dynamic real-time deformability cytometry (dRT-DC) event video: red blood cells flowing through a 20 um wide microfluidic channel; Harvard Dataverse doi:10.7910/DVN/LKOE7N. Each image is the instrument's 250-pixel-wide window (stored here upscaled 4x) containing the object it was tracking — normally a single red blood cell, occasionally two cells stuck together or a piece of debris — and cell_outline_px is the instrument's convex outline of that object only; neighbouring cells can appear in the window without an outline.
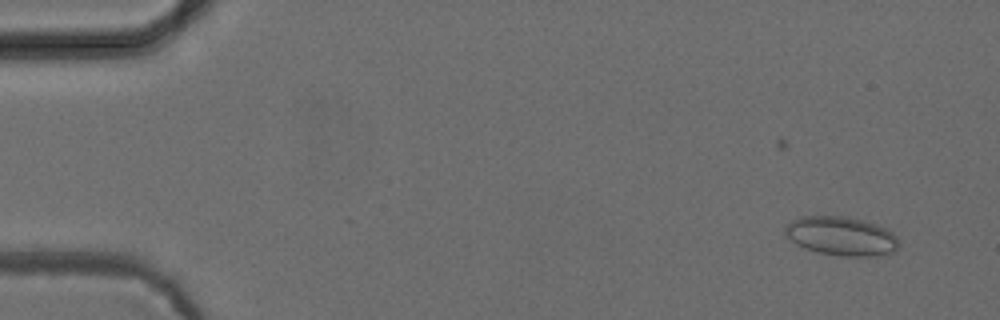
{"species": "common noctule bat (a hibernating species)", "species_latin": "Nyctalus noctula", "temperature_condition": "cold", "stored_images_in_passage": 53, "camera_frame_rate_fps": 3000, "um_per_image_px": 0.085, "animal": {"sex": "female", "body_mass_g": 24.6, "forearm_length_mm": 56.2}, "frame": {"image": 1, "passage_image": 4, "time_ms": 1.0, "image_size_px": [1000, 320], "cell_outline_px": [[900, 244], [892, 252], [880, 256], [840, 256], [816, 252], [804, 248], [796, 244], [784, 236], [784, 224], [800, 216], [844, 216], [860, 220], [884, 228], [892, 232], [896, 236]], "centroid_in_image_um": [71.44, 20.08], "position_along_channel_um": 13.6, "area_um2": 25.95}}
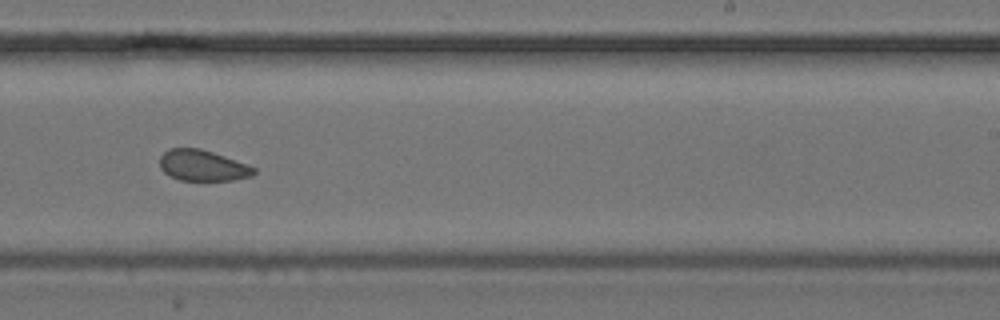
{"frame": {"image": 2, "passage_image": 33, "time_ms": 10.667, "image_size_px": [1000, 320], "cell_outline_px": [[256, 172], [252, 176], [232, 180], [180, 180], [164, 172], [160, 168], [160, 156], [168, 148], [200, 148], [212, 152], [256, 168]], "centroid_in_image_um": [17.2, 14.06], "position_along_channel_um": 271.8, "area_um2": 16.76}}
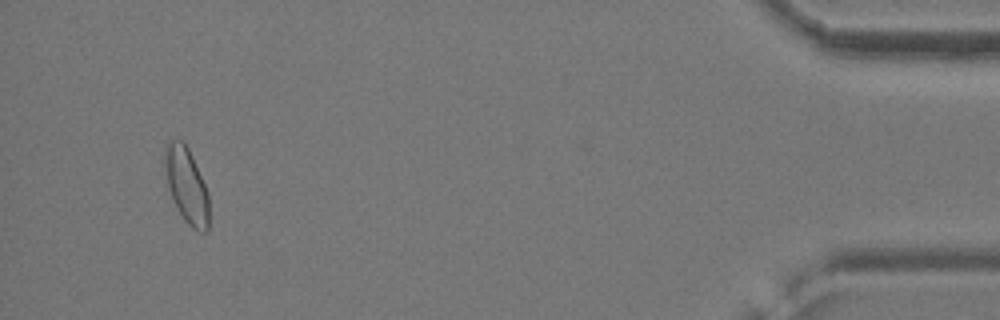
{"frame": {"image": 3, "passage_image": 50, "time_ms": 16.333, "image_size_px": [1000, 320], "cell_outline_px": [[208, 232], [196, 232], [184, 220], [176, 208], [172, 200], [168, 188], [164, 164], [164, 144], [168, 140], [184, 140], [192, 156], [208, 192]], "centroid_in_image_um": [15.83, 15.75], "position_along_channel_um": 419.4, "area_um2": 19.71}, "authors_computed_cell_mechanics": {"area_um2": 18.2648, "velocity_mm_per_s": 3.9238, "shape_relaxation_time_tau1_ms": null, "shape_relaxation_time_tau2_ms": 2.4106, "deformation_change_tau1": null, "deformation_change_tau2": 0.0797}}